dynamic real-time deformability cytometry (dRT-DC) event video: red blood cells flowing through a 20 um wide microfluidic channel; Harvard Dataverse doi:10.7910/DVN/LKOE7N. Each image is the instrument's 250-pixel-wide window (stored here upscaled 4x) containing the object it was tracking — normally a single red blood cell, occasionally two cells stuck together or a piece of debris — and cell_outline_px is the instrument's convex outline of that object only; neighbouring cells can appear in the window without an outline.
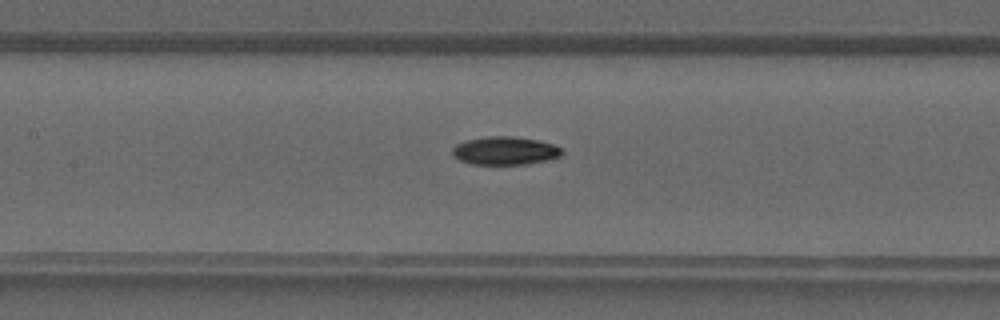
{"species": "common noctule bat (a hibernating species)", "species_latin": "Nyctalus noctula", "temperature_condition": "warm", "stored_images_in_passage": 29, "camera_frame_rate_fps": 3000, "um_per_image_px": 0.085, "animal": {"sex": "male", "forearm_length_mm": 52.5}, "frame": {"image": 1, "passage_image": 7, "time_ms": 2.0, "image_size_px": [1000, 320], "cell_outline_px": [[564, 152], [560, 156], [548, 160], [524, 164], [472, 164], [460, 160], [452, 152], [452, 148], [456, 144], [468, 140], [488, 136], [512, 136], [540, 140], [552, 144], [560, 148]], "centroid_in_image_um": [42.95, 12.8], "position_along_channel_um": 164.5, "area_um2": 17.86}}
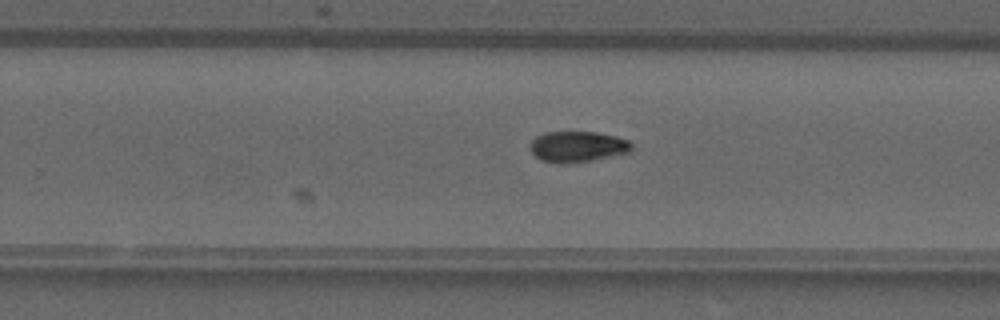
{"frame": {"image": 2, "passage_image": 14, "time_ms": 4.333, "image_size_px": [1000, 320], "cell_outline_px": [[632, 148], [628, 152], [588, 160], [564, 164], [556, 164], [540, 160], [532, 152], [532, 140], [536, 136], [544, 132], [596, 132], [616, 136], [628, 140], [632, 144]], "centroid_in_image_um": [49.06, 12.46], "position_along_channel_um": 280.7, "area_um2": 17.98}}
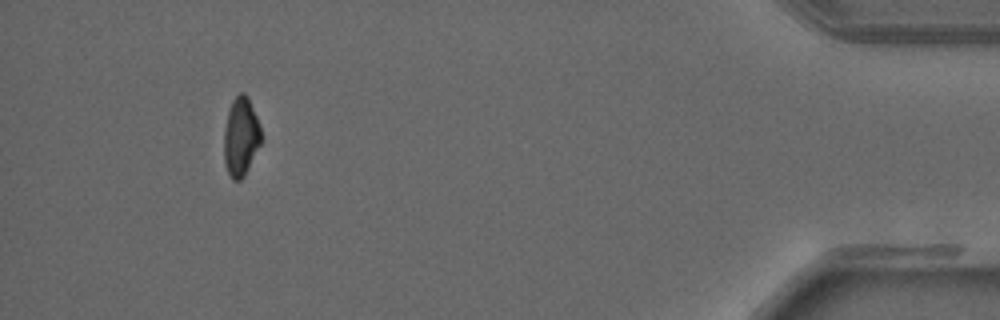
{"frame": {"image": 3, "passage_image": 26, "time_ms": 8.333, "image_size_px": [1000, 320], "cell_outline_px": [[264, 140], [244, 176], [240, 180], [232, 180], [228, 172], [224, 160], [224, 132], [228, 112], [232, 100], [240, 92], [244, 92], [248, 96], [264, 136]], "centroid_in_image_um": [20.51, 11.63], "position_along_channel_um": 414.7, "area_um2": 17.34}}